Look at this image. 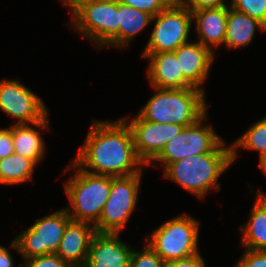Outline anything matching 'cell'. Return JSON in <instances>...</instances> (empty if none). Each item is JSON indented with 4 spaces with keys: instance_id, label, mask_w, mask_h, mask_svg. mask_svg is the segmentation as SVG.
<instances>
[{
    "instance_id": "cell-1",
    "label": "cell",
    "mask_w": 266,
    "mask_h": 267,
    "mask_svg": "<svg viewBox=\"0 0 266 267\" xmlns=\"http://www.w3.org/2000/svg\"><path fill=\"white\" fill-rule=\"evenodd\" d=\"M92 122L73 161L92 174L125 177L142 173L145 164L136 154L133 133L127 122L123 118Z\"/></svg>"
},
{
    "instance_id": "cell-2",
    "label": "cell",
    "mask_w": 266,
    "mask_h": 267,
    "mask_svg": "<svg viewBox=\"0 0 266 267\" xmlns=\"http://www.w3.org/2000/svg\"><path fill=\"white\" fill-rule=\"evenodd\" d=\"M231 145L225 141L212 153L190 156L169 164L163 178L175 181L196 197L203 199L211 189L220 190L219 177L232 166Z\"/></svg>"
},
{
    "instance_id": "cell-3",
    "label": "cell",
    "mask_w": 266,
    "mask_h": 267,
    "mask_svg": "<svg viewBox=\"0 0 266 267\" xmlns=\"http://www.w3.org/2000/svg\"><path fill=\"white\" fill-rule=\"evenodd\" d=\"M151 87L155 93L138 111L144 120L187 127L196 124L208 112L205 91L201 89Z\"/></svg>"
},
{
    "instance_id": "cell-4",
    "label": "cell",
    "mask_w": 266,
    "mask_h": 267,
    "mask_svg": "<svg viewBox=\"0 0 266 267\" xmlns=\"http://www.w3.org/2000/svg\"><path fill=\"white\" fill-rule=\"evenodd\" d=\"M71 169L76 170L64 183V191L70 202V206L65 209L72 220L95 225L109 197L111 176L89 173L82 170L73 160L65 172Z\"/></svg>"
},
{
    "instance_id": "cell-5",
    "label": "cell",
    "mask_w": 266,
    "mask_h": 267,
    "mask_svg": "<svg viewBox=\"0 0 266 267\" xmlns=\"http://www.w3.org/2000/svg\"><path fill=\"white\" fill-rule=\"evenodd\" d=\"M70 28L82 34L100 49L119 48V13L117 0L83 3L72 13Z\"/></svg>"
},
{
    "instance_id": "cell-6",
    "label": "cell",
    "mask_w": 266,
    "mask_h": 267,
    "mask_svg": "<svg viewBox=\"0 0 266 267\" xmlns=\"http://www.w3.org/2000/svg\"><path fill=\"white\" fill-rule=\"evenodd\" d=\"M199 221L186 213L161 224L145 240L166 263L200 253Z\"/></svg>"
},
{
    "instance_id": "cell-7",
    "label": "cell",
    "mask_w": 266,
    "mask_h": 267,
    "mask_svg": "<svg viewBox=\"0 0 266 267\" xmlns=\"http://www.w3.org/2000/svg\"><path fill=\"white\" fill-rule=\"evenodd\" d=\"M66 209L61 208L38 218L30 227L11 242L24 260L56 253L68 223L71 221Z\"/></svg>"
},
{
    "instance_id": "cell-8",
    "label": "cell",
    "mask_w": 266,
    "mask_h": 267,
    "mask_svg": "<svg viewBox=\"0 0 266 267\" xmlns=\"http://www.w3.org/2000/svg\"><path fill=\"white\" fill-rule=\"evenodd\" d=\"M143 173L125 177L111 176V189L99 221L94 225L98 233H121L134 212Z\"/></svg>"
},
{
    "instance_id": "cell-9",
    "label": "cell",
    "mask_w": 266,
    "mask_h": 267,
    "mask_svg": "<svg viewBox=\"0 0 266 267\" xmlns=\"http://www.w3.org/2000/svg\"><path fill=\"white\" fill-rule=\"evenodd\" d=\"M207 118L206 114L196 124L184 127L148 166L153 167L156 161L161 164L162 169H165L169 164L187 157L214 152L224 141L212 125L203 124Z\"/></svg>"
},
{
    "instance_id": "cell-10",
    "label": "cell",
    "mask_w": 266,
    "mask_h": 267,
    "mask_svg": "<svg viewBox=\"0 0 266 267\" xmlns=\"http://www.w3.org/2000/svg\"><path fill=\"white\" fill-rule=\"evenodd\" d=\"M154 28L142 54L175 51L190 42L192 12L186 6H167L152 18Z\"/></svg>"
},
{
    "instance_id": "cell-11",
    "label": "cell",
    "mask_w": 266,
    "mask_h": 267,
    "mask_svg": "<svg viewBox=\"0 0 266 267\" xmlns=\"http://www.w3.org/2000/svg\"><path fill=\"white\" fill-rule=\"evenodd\" d=\"M0 110L16 119L17 125L36 123L48 116L43 100L14 79L0 80Z\"/></svg>"
},
{
    "instance_id": "cell-12",
    "label": "cell",
    "mask_w": 266,
    "mask_h": 267,
    "mask_svg": "<svg viewBox=\"0 0 266 267\" xmlns=\"http://www.w3.org/2000/svg\"><path fill=\"white\" fill-rule=\"evenodd\" d=\"M122 118L133 133L138 158L147 166L159 155L164 146L178 136L185 127L174 123L147 121L139 114H136L131 120L128 117Z\"/></svg>"
},
{
    "instance_id": "cell-13",
    "label": "cell",
    "mask_w": 266,
    "mask_h": 267,
    "mask_svg": "<svg viewBox=\"0 0 266 267\" xmlns=\"http://www.w3.org/2000/svg\"><path fill=\"white\" fill-rule=\"evenodd\" d=\"M120 239V233H96L85 267H129L133 248Z\"/></svg>"
},
{
    "instance_id": "cell-14",
    "label": "cell",
    "mask_w": 266,
    "mask_h": 267,
    "mask_svg": "<svg viewBox=\"0 0 266 267\" xmlns=\"http://www.w3.org/2000/svg\"><path fill=\"white\" fill-rule=\"evenodd\" d=\"M183 77L193 86L205 91L204 82L208 79L215 60V53L198 41L181 45L175 51Z\"/></svg>"
},
{
    "instance_id": "cell-15",
    "label": "cell",
    "mask_w": 266,
    "mask_h": 267,
    "mask_svg": "<svg viewBox=\"0 0 266 267\" xmlns=\"http://www.w3.org/2000/svg\"><path fill=\"white\" fill-rule=\"evenodd\" d=\"M94 225L71 220L56 252L69 266H84L94 235Z\"/></svg>"
},
{
    "instance_id": "cell-16",
    "label": "cell",
    "mask_w": 266,
    "mask_h": 267,
    "mask_svg": "<svg viewBox=\"0 0 266 267\" xmlns=\"http://www.w3.org/2000/svg\"><path fill=\"white\" fill-rule=\"evenodd\" d=\"M148 59L147 78L151 86L157 88L193 87L184 77L174 51L157 54H142Z\"/></svg>"
},
{
    "instance_id": "cell-17",
    "label": "cell",
    "mask_w": 266,
    "mask_h": 267,
    "mask_svg": "<svg viewBox=\"0 0 266 267\" xmlns=\"http://www.w3.org/2000/svg\"><path fill=\"white\" fill-rule=\"evenodd\" d=\"M192 22L198 35V42L215 53L214 48L224 46L227 28L228 6L194 10Z\"/></svg>"
},
{
    "instance_id": "cell-18",
    "label": "cell",
    "mask_w": 266,
    "mask_h": 267,
    "mask_svg": "<svg viewBox=\"0 0 266 267\" xmlns=\"http://www.w3.org/2000/svg\"><path fill=\"white\" fill-rule=\"evenodd\" d=\"M48 119L47 116L44 120L36 123L11 125L14 153L31 159L36 165L41 162L46 153V146L38 130H50Z\"/></svg>"
},
{
    "instance_id": "cell-19",
    "label": "cell",
    "mask_w": 266,
    "mask_h": 267,
    "mask_svg": "<svg viewBox=\"0 0 266 267\" xmlns=\"http://www.w3.org/2000/svg\"><path fill=\"white\" fill-rule=\"evenodd\" d=\"M256 30L264 33L266 26L259 20L228 6L227 28L224 39L226 49L247 47L253 41Z\"/></svg>"
},
{
    "instance_id": "cell-20",
    "label": "cell",
    "mask_w": 266,
    "mask_h": 267,
    "mask_svg": "<svg viewBox=\"0 0 266 267\" xmlns=\"http://www.w3.org/2000/svg\"><path fill=\"white\" fill-rule=\"evenodd\" d=\"M248 222L240 226L241 245L250 250H266V193L257 190Z\"/></svg>"
},
{
    "instance_id": "cell-21",
    "label": "cell",
    "mask_w": 266,
    "mask_h": 267,
    "mask_svg": "<svg viewBox=\"0 0 266 267\" xmlns=\"http://www.w3.org/2000/svg\"><path fill=\"white\" fill-rule=\"evenodd\" d=\"M119 48L129 46L130 42L144 28L152 25L153 16L129 5L118 2Z\"/></svg>"
},
{
    "instance_id": "cell-22",
    "label": "cell",
    "mask_w": 266,
    "mask_h": 267,
    "mask_svg": "<svg viewBox=\"0 0 266 267\" xmlns=\"http://www.w3.org/2000/svg\"><path fill=\"white\" fill-rule=\"evenodd\" d=\"M31 159L19 154H12L0 160V184L17 185L28 182L33 177L34 167Z\"/></svg>"
},
{
    "instance_id": "cell-23",
    "label": "cell",
    "mask_w": 266,
    "mask_h": 267,
    "mask_svg": "<svg viewBox=\"0 0 266 267\" xmlns=\"http://www.w3.org/2000/svg\"><path fill=\"white\" fill-rule=\"evenodd\" d=\"M259 152V156L266 153V116L252 124L241 137L231 144L232 163L238 158L239 148Z\"/></svg>"
},
{
    "instance_id": "cell-24",
    "label": "cell",
    "mask_w": 266,
    "mask_h": 267,
    "mask_svg": "<svg viewBox=\"0 0 266 267\" xmlns=\"http://www.w3.org/2000/svg\"><path fill=\"white\" fill-rule=\"evenodd\" d=\"M229 6L266 26V0H231Z\"/></svg>"
},
{
    "instance_id": "cell-25",
    "label": "cell",
    "mask_w": 266,
    "mask_h": 267,
    "mask_svg": "<svg viewBox=\"0 0 266 267\" xmlns=\"http://www.w3.org/2000/svg\"><path fill=\"white\" fill-rule=\"evenodd\" d=\"M143 250L133 248L129 267H165L162 258L147 244Z\"/></svg>"
},
{
    "instance_id": "cell-26",
    "label": "cell",
    "mask_w": 266,
    "mask_h": 267,
    "mask_svg": "<svg viewBox=\"0 0 266 267\" xmlns=\"http://www.w3.org/2000/svg\"><path fill=\"white\" fill-rule=\"evenodd\" d=\"M18 267H70L59 255L56 253L41 255L23 260Z\"/></svg>"
},
{
    "instance_id": "cell-27",
    "label": "cell",
    "mask_w": 266,
    "mask_h": 267,
    "mask_svg": "<svg viewBox=\"0 0 266 267\" xmlns=\"http://www.w3.org/2000/svg\"><path fill=\"white\" fill-rule=\"evenodd\" d=\"M234 267H266V250L245 249Z\"/></svg>"
},
{
    "instance_id": "cell-28",
    "label": "cell",
    "mask_w": 266,
    "mask_h": 267,
    "mask_svg": "<svg viewBox=\"0 0 266 267\" xmlns=\"http://www.w3.org/2000/svg\"><path fill=\"white\" fill-rule=\"evenodd\" d=\"M117 2L147 12L153 17L167 7L163 0H117Z\"/></svg>"
},
{
    "instance_id": "cell-29",
    "label": "cell",
    "mask_w": 266,
    "mask_h": 267,
    "mask_svg": "<svg viewBox=\"0 0 266 267\" xmlns=\"http://www.w3.org/2000/svg\"><path fill=\"white\" fill-rule=\"evenodd\" d=\"M11 124L9 128L0 129V160L14 154Z\"/></svg>"
},
{
    "instance_id": "cell-30",
    "label": "cell",
    "mask_w": 266,
    "mask_h": 267,
    "mask_svg": "<svg viewBox=\"0 0 266 267\" xmlns=\"http://www.w3.org/2000/svg\"><path fill=\"white\" fill-rule=\"evenodd\" d=\"M204 258L201 253L194 254L190 257L173 260L165 263V267H205Z\"/></svg>"
},
{
    "instance_id": "cell-31",
    "label": "cell",
    "mask_w": 266,
    "mask_h": 267,
    "mask_svg": "<svg viewBox=\"0 0 266 267\" xmlns=\"http://www.w3.org/2000/svg\"><path fill=\"white\" fill-rule=\"evenodd\" d=\"M227 1V0H226ZM225 0H185L184 6L191 11L201 10L206 8H216L221 6H229Z\"/></svg>"
},
{
    "instance_id": "cell-32",
    "label": "cell",
    "mask_w": 266,
    "mask_h": 267,
    "mask_svg": "<svg viewBox=\"0 0 266 267\" xmlns=\"http://www.w3.org/2000/svg\"><path fill=\"white\" fill-rule=\"evenodd\" d=\"M6 247L0 245V267H14L15 262Z\"/></svg>"
},
{
    "instance_id": "cell-33",
    "label": "cell",
    "mask_w": 266,
    "mask_h": 267,
    "mask_svg": "<svg viewBox=\"0 0 266 267\" xmlns=\"http://www.w3.org/2000/svg\"><path fill=\"white\" fill-rule=\"evenodd\" d=\"M94 1V0H61V2L71 10L70 12L73 13L79 6L83 3Z\"/></svg>"
},
{
    "instance_id": "cell-34",
    "label": "cell",
    "mask_w": 266,
    "mask_h": 267,
    "mask_svg": "<svg viewBox=\"0 0 266 267\" xmlns=\"http://www.w3.org/2000/svg\"><path fill=\"white\" fill-rule=\"evenodd\" d=\"M259 167L260 170L266 175V153L259 156Z\"/></svg>"
},
{
    "instance_id": "cell-35",
    "label": "cell",
    "mask_w": 266,
    "mask_h": 267,
    "mask_svg": "<svg viewBox=\"0 0 266 267\" xmlns=\"http://www.w3.org/2000/svg\"><path fill=\"white\" fill-rule=\"evenodd\" d=\"M167 6H184L185 0H163Z\"/></svg>"
}]
</instances>
